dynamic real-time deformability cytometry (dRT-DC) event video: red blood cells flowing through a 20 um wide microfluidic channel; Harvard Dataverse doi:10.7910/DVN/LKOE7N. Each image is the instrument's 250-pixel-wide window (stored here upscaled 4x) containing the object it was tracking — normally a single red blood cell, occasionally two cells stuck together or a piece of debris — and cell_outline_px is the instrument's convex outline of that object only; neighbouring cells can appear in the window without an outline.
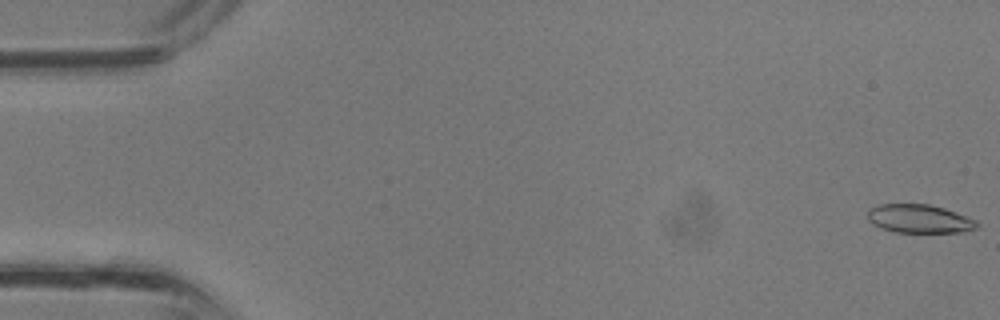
{"species": "common noctule bat (a hibernating species)", "species_latin": "Nyctalus noctula", "temperature_condition": "room temperature", "stored_images_in_passage": 36, "camera_frame_rate_fps": 3000, "um_per_image_px": 0.085, "animal": {"sex": "male", "body_mass_g": 13.3}, "frame": {"image": 1, "passage_image": 1, "time_ms": 0.0, "image_size_px": [1000, 320], "cell_outline_px": [[980, 224], [976, 228], [964, 232], [896, 232], [880, 228], [872, 224], [868, 220], [868, 208], [880, 204], [928, 204], [944, 208], [956, 212], [976, 220]], "centroid_in_image_um": [78.13, 18.59], "position_along_channel_um": 6.9, "area_um2": 18.26}}
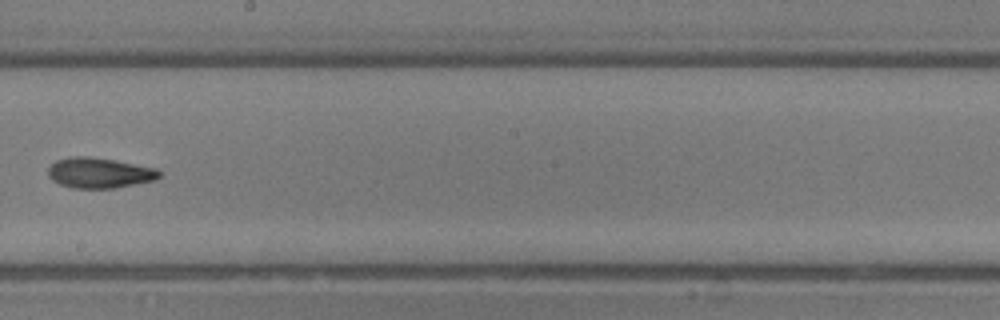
{"frame": {"image": 2, "passage_image": 21, "time_ms": 6.667, "image_size_px": [1000, 320], "cell_outline_px": [[160, 176], [156, 180], [116, 188], [72, 188], [60, 184], [52, 180], [48, 176], [48, 168], [56, 160], [72, 156], [88, 156], [116, 160], [156, 168], [160, 172]], "centroid_in_image_um": [8.45, 14.69], "position_along_channel_um": 239.8, "area_um2": 19.83}}
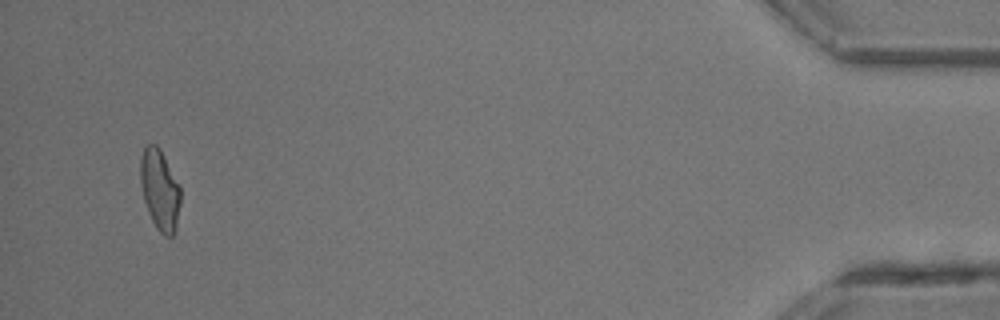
{"frame": {"image": 3, "passage_image": 35, "time_ms": 11.333, "image_size_px": [1000, 320], "cell_outline_px": [[180, 204], [176, 232], [172, 236], [164, 236], [156, 228], [148, 212], [144, 200], [140, 184], [140, 160], [144, 148], [148, 144], [156, 144], [160, 148], [180, 184]], "centroid_in_image_um": [13.6, 16.14], "position_along_channel_um": 421.6, "area_um2": 19.13}}